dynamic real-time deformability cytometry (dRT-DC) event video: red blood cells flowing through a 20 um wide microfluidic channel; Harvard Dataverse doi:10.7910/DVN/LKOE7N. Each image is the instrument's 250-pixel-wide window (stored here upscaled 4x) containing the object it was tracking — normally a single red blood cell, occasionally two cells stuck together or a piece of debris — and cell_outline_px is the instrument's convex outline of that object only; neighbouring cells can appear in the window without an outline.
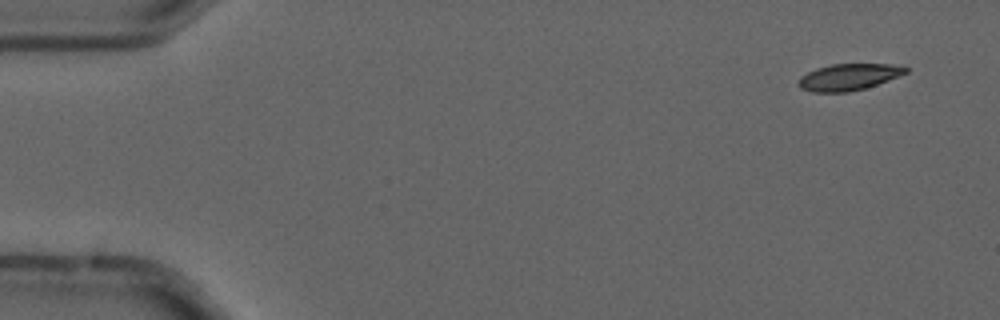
{"species": "common noctule bat (a hibernating species)", "species_latin": "Nyctalus noctula", "temperature_condition": "cold", "stored_images_in_passage": 8, "camera_frame_rate_fps": 3000, "um_per_image_px": 0.085, "animal": {"sex": "male", "forearm_length_mm": 52.5}, "frame": {"image": 1, "passage_image": 1, "time_ms": 0.0, "image_size_px": [1000, 320], "cell_outline_px": [[908, 72], [888, 80], [864, 88], [848, 92], [812, 92], [800, 88], [800, 76], [816, 68], [832, 64], [904, 64], [908, 68]], "centroid_in_image_um": [72.17, 6.53], "position_along_channel_um": 12.8, "area_um2": 16.53}}
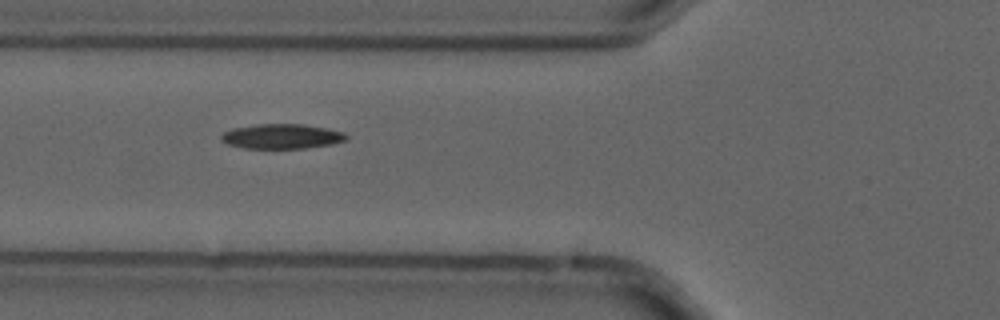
{"frame": {"image": 2, "passage_image": 6, "time_ms": 1.667, "image_size_px": [1000, 320], "cell_outline_px": [[348, 140], [332, 144], [308, 148], [244, 148], [228, 144], [220, 140], [220, 136], [224, 132], [232, 128], [256, 124], [304, 124], [344, 132], [348, 136]], "centroid_in_image_um": [23.95, 11.59], "position_along_channel_um": 101.8, "area_um2": 18.15}}
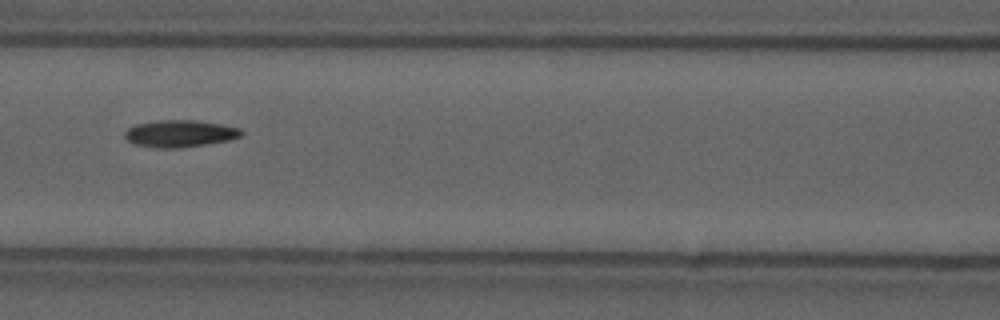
{"frame": {"image": 3, "passage_image": 7, "time_ms": 2.0, "image_size_px": [1000, 320], "cell_outline_px": [[244, 132], [240, 136], [228, 140], [180, 148], [156, 148], [136, 144], [128, 140], [124, 136], [124, 132], [128, 128], [136, 124], [160, 120], [196, 120], [220, 124], [240, 128]], "centroid_in_image_um": [15.28, 11.35], "position_along_channel_um": 151.3, "area_um2": 18.21}}